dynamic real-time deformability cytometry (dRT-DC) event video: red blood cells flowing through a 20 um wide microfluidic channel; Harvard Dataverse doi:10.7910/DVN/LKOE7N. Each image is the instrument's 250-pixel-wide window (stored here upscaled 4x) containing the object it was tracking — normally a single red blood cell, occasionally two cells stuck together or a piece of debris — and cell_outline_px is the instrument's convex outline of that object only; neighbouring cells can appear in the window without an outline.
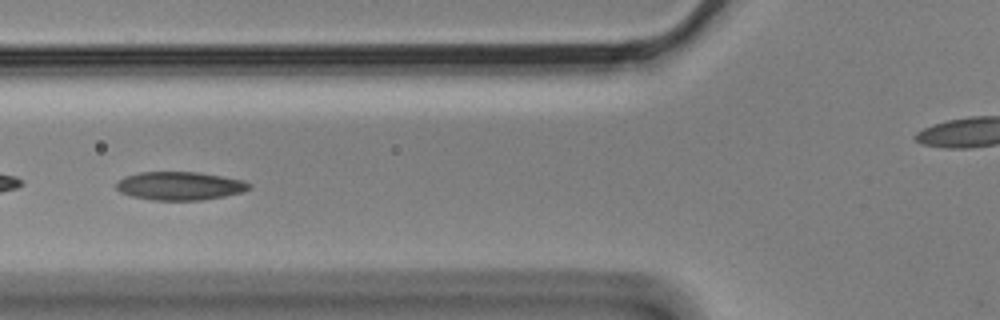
{"species": "Egyptian fruit bat (a non-hibernating species)", "species_latin": "Rousettus aegyptiacus", "temperature_condition": "cold", "stored_images_in_passage": 7, "camera_frame_rate_fps": 3000, "um_per_image_px": 0.085, "animal": {"sex": "male"}, "frame": {"image": 1, "passage_image": 6, "time_ms": 1.667, "image_size_px": [1000, 320], "cell_outline_px": [[252, 184], [248, 188], [240, 192], [224, 196], [200, 200], [152, 200], [132, 196], [120, 192], [116, 188], [116, 184], [124, 176], [140, 172], [196, 172], [244, 180]], "centroid_in_image_um": [15.25, 15.8], "position_along_channel_um": 110.5, "area_um2": 21.73}}
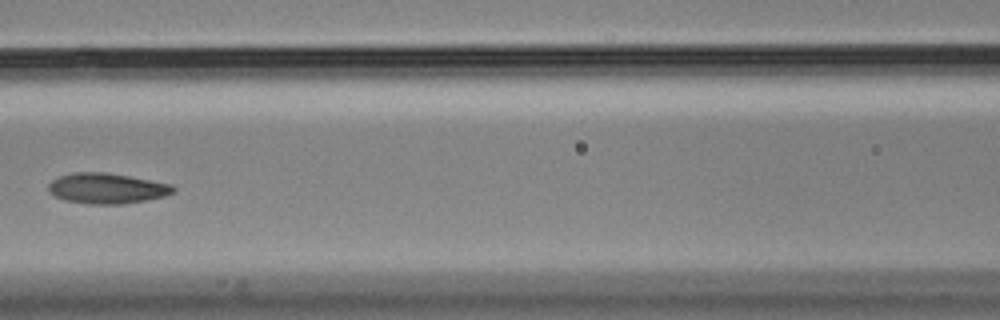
{"frame": {"image": 2, "passage_image": 7, "time_ms": 2.0, "image_size_px": [1000, 320], "cell_outline_px": [[176, 192], [164, 196], [148, 200], [120, 204], [92, 204], [64, 200], [48, 192], [48, 184], [52, 180], [60, 176], [76, 172], [104, 172], [128, 176], [172, 184], [176, 188]], "centroid_in_image_um": [9.1, 16.01], "position_along_channel_um": 157.5, "area_um2": 22.14}}